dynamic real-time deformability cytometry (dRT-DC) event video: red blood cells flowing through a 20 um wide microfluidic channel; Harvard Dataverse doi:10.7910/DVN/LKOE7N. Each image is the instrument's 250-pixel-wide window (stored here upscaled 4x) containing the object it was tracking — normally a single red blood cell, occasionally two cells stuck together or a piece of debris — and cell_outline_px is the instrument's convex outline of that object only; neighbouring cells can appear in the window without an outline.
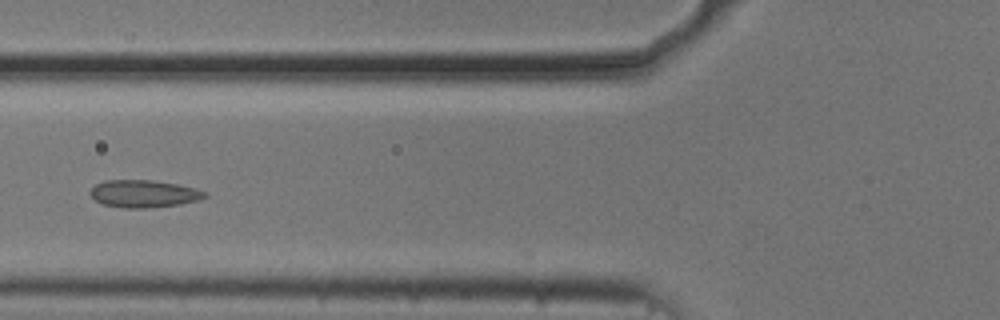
{"species": "common noctule bat (a hibernating species)", "species_latin": "Nyctalus noctula", "temperature_condition": "cold", "stored_images_in_passage": 4, "camera_frame_rate_fps": 3000, "um_per_image_px": 0.085, "animal": {"sex": "male", "body_mass_g": 20.5, "forearm_length_mm": 52.5}, "frame": {"image": 1, "passage_image": 3, "time_ms": 0.667, "image_size_px": [1000, 320], "cell_outline_px": [[208, 196], [200, 200], [180, 204], [148, 208], [120, 208], [104, 204], [96, 200], [88, 192], [96, 184], [104, 180], [152, 180], [176, 184], [196, 188], [208, 192]], "centroid_in_image_um": [12.25, 16.47], "position_along_channel_um": 113.5, "area_um2": 18.44}}